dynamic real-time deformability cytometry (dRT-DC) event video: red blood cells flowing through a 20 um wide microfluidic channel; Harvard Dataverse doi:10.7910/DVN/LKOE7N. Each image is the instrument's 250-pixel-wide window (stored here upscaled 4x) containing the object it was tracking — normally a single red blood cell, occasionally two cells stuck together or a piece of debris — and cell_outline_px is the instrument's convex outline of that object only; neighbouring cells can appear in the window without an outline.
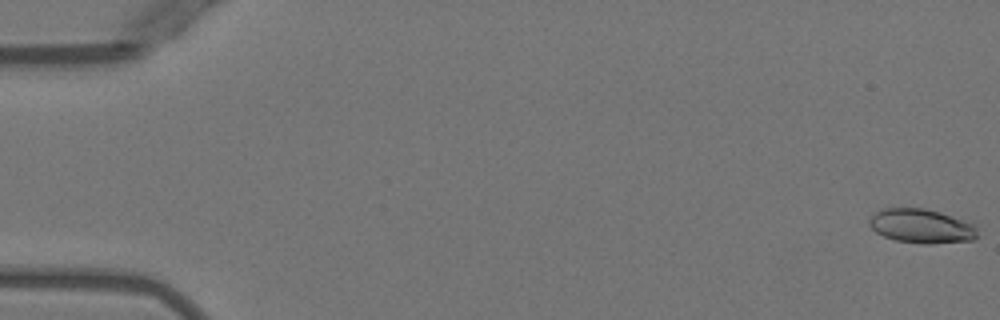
{"species": "Egyptian fruit bat (a non-hibernating species)", "species_latin": "Rousettus aegyptiacus", "temperature_condition": "warm", "stored_images_in_passage": 53, "camera_frame_rate_fps": 3000, "um_per_image_px": 0.085, "animal": {"sex": "female"}, "frame": {"image": 1, "passage_image": 1, "time_ms": 0.0, "image_size_px": [1000, 320], "cell_outline_px": [[980, 236], [976, 240], [928, 244], [924, 244], [896, 240], [884, 236], [876, 232], [868, 224], [868, 220], [876, 212], [884, 208], [924, 208], [940, 212], [976, 224]], "centroid_in_image_um": [78.38, 19.22], "position_along_channel_um": 6.6, "area_um2": 21.79}}
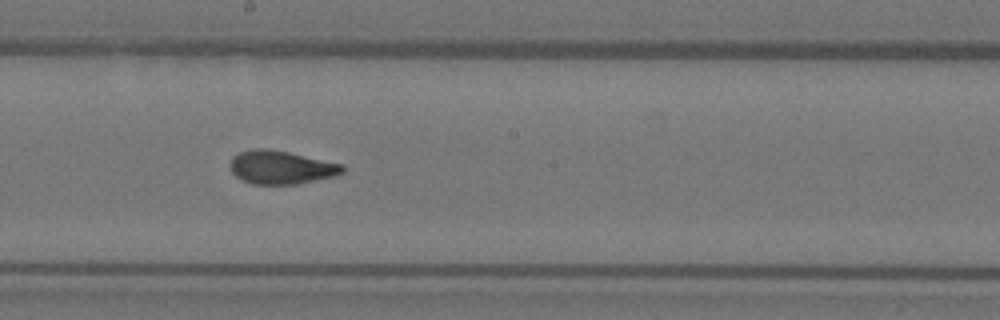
{"frame": {"image": 2, "passage_image": 29, "time_ms": 9.333, "image_size_px": [1000, 320], "cell_outline_px": [[344, 172], [336, 176], [296, 184], [252, 184], [240, 180], [232, 172], [228, 164], [232, 156], [240, 152], [252, 148], [268, 148], [288, 152], [344, 164]], "centroid_in_image_um": [23.87, 14.22], "position_along_channel_um": 224.3, "area_um2": 22.14}}
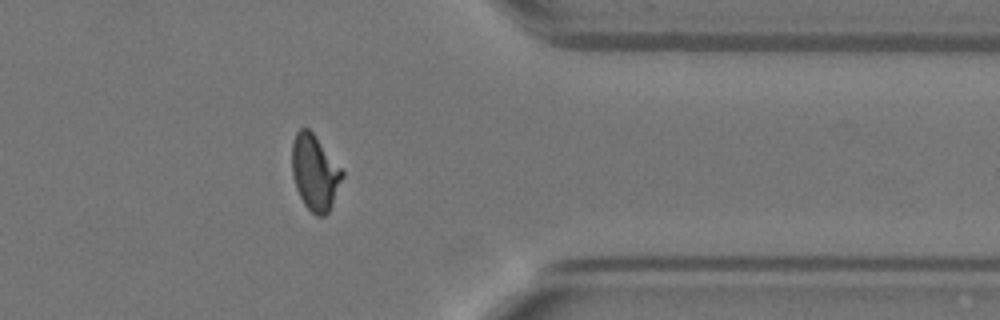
{"frame": {"image": 3, "passage_image": 42, "time_ms": 13.667, "image_size_px": [1000, 320], "cell_outline_px": [[344, 176], [332, 204], [328, 212], [324, 216], [316, 216], [304, 204], [296, 188], [292, 176], [292, 140], [296, 132], [300, 128], [308, 128], [312, 132], [344, 172]], "centroid_in_image_um": [26.75, 14.67], "position_along_channel_um": 384.7, "area_um2": 21.96}, "authors_computed_cell_mechanics": {"area_um2": 21.7906, "velocity_mm_per_s": 3.9993, "shape_relaxation_time_tau1_ms": 5.8414, "shape_relaxation_time_tau2_ms": 1.1549, "deformation_change_tau1": 0.2015, "deformation_change_tau2": 0.0792}}